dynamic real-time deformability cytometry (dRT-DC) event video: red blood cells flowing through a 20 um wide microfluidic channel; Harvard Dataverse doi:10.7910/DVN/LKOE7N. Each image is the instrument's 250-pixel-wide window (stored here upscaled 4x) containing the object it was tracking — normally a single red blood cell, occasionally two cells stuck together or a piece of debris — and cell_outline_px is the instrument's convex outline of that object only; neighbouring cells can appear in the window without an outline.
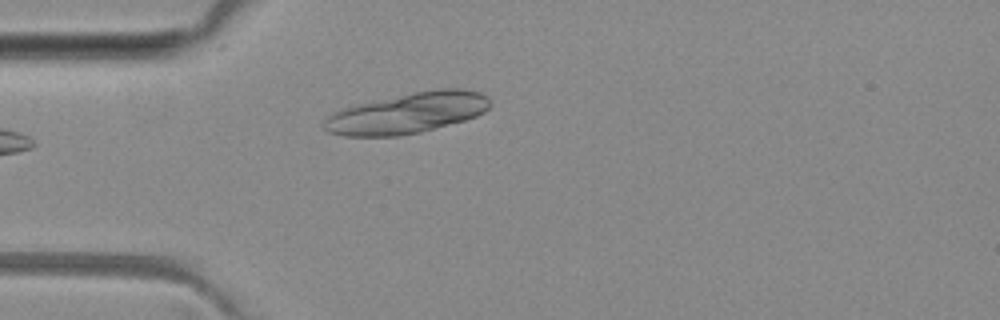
{"species": "common noctule bat (a hibernating species)", "species_latin": "Nyctalus noctula", "temperature_condition": "room temperature", "stored_images_in_passage": 3, "camera_frame_rate_fps": 3000, "um_per_image_px": 0.085, "animal": {"sex": "female", "body_mass_g": 29.2, "forearm_length_mm": 56.3}, "frame": {"image": 1, "passage_image": 3, "time_ms": 3.667, "image_size_px": [1000, 320], "cell_outline_px": [[492, 104], [484, 112], [476, 116], [464, 120], [420, 132], [400, 136], [344, 136], [328, 132], [324, 128], [324, 120], [332, 112], [356, 104], [436, 88], [464, 88], [480, 92], [488, 96]], "centroid_in_image_um": [34.66, 9.61], "position_along_channel_um": 50.3, "area_um2": 39.3}}